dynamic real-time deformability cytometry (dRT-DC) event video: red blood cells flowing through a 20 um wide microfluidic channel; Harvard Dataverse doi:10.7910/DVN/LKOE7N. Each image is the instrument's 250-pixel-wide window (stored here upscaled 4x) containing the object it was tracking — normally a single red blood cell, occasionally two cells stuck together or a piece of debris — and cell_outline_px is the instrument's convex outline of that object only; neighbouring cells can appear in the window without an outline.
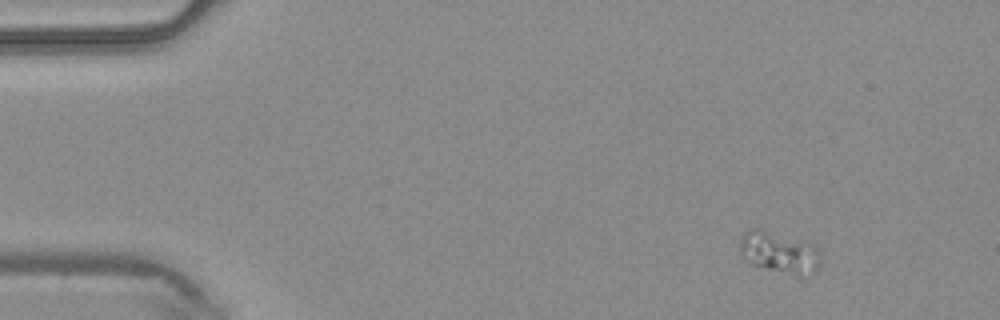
{"species": "common noctule bat (a hibernating species)", "species_latin": "Nyctalus noctula", "temperature_condition": "warm", "stored_images_in_passage": 4, "camera_frame_rate_fps": 3000, "um_per_image_px": 0.085, "animal": {"sex": "male", "body_mass_g": 20.4}, "frame": {"image": 1, "passage_image": 1, "time_ms": 0.0, "image_size_px": [1000, 320], "cell_outline_px": [[820, 264], [816, 272], [796, 272], [768, 268], [752, 264], [740, 256], [740, 240], [744, 232], [752, 228], [756, 228], [808, 240], [816, 244], [820, 248]], "centroid_in_image_um": [66.26, 21.36], "position_along_channel_um": 18.7, "area_um2": 19.25}}
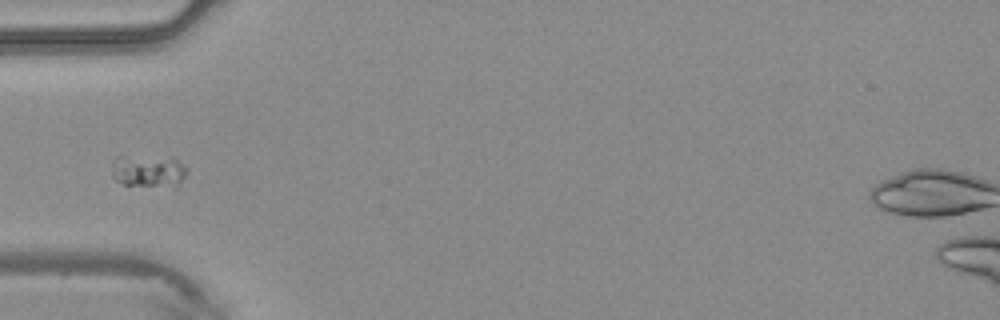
{"frame": {"image": 2, "passage_image": 3, "time_ms": 0.667, "image_size_px": [1000, 320], "cell_outline_px": [[188, 176], [176, 188], [124, 184], [116, 180], [112, 176], [112, 160], [116, 156], [172, 156], [184, 164], [188, 172]], "centroid_in_image_um": [12.69, 14.53], "position_along_channel_um": 72.3, "area_um2": 14.91}}